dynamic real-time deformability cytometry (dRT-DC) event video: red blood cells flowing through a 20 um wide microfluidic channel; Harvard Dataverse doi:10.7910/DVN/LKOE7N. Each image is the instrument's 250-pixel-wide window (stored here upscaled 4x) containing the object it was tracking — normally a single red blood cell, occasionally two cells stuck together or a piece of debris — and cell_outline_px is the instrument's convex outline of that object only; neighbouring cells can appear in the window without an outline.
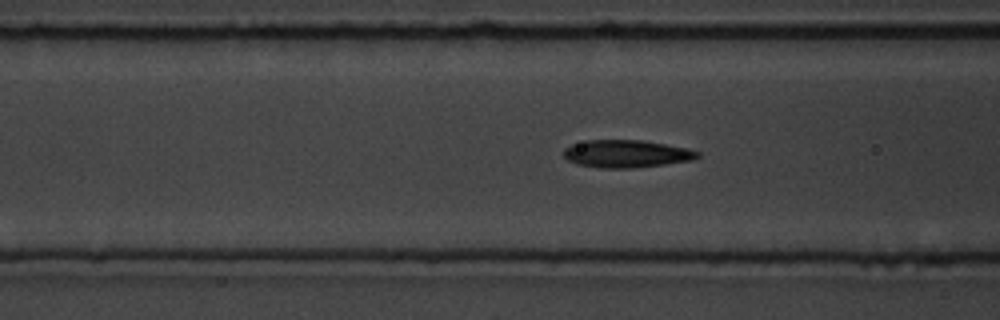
{"species": "common noctule bat (a hibernating species)", "species_latin": "Nyctalus noctula", "temperature_condition": "room temperature", "stored_images_in_passage": 25, "camera_frame_rate_fps": 3000, "um_per_image_px": 0.085, "animal": {"sex": "male", "body_mass_g": 19.5, "forearm_length_mm": 54.6}, "frame": {"image": 1, "passage_image": 8, "time_ms": 2.333, "image_size_px": [1000, 320], "cell_outline_px": [[700, 156], [692, 160], [636, 168], [600, 168], [576, 164], [568, 160], [564, 156], [564, 148], [572, 144], [588, 140], [640, 140], [688, 148], [700, 152]], "centroid_in_image_um": [53.24, 13.07], "position_along_channel_um": 113.4, "area_um2": 21.5}}
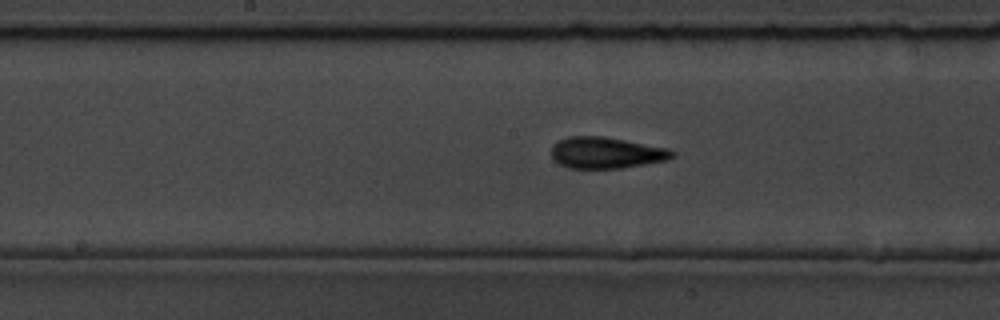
{"frame": {"image": 2, "passage_image": 15, "time_ms": 4.667, "image_size_px": [1000, 320], "cell_outline_px": [[676, 156], [668, 160], [620, 168], [568, 168], [560, 164], [552, 156], [552, 144], [568, 136], [604, 136], [668, 148], [676, 152]], "centroid_in_image_um": [51.56, 12.98], "position_along_channel_um": 196.6, "area_um2": 22.08}}
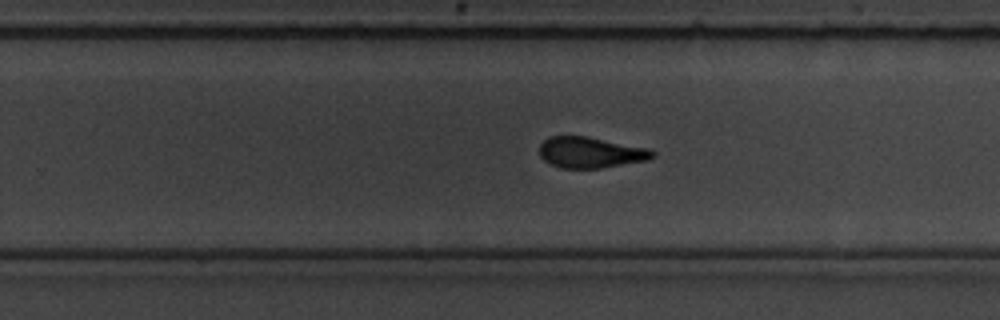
{"frame": {"image": 3, "passage_image": 22, "time_ms": 7.0, "image_size_px": [1000, 320], "cell_outline_px": [[656, 156], [648, 160], [600, 168], [560, 168], [544, 160], [540, 156], [540, 144], [548, 136], [588, 136], [652, 148], [656, 152]], "centroid_in_image_um": [50.25, 12.94], "position_along_channel_um": 279.5, "area_um2": 20.69}}